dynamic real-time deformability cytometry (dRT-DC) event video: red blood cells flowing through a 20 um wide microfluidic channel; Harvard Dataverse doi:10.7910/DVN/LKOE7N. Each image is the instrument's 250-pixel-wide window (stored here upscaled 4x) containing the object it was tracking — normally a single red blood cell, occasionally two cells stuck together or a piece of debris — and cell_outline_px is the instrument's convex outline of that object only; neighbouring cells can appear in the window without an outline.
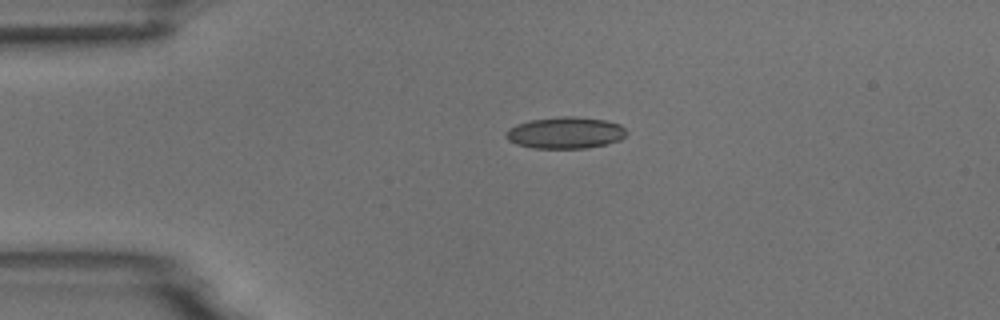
{"species": "common noctule bat (a hibernating species)", "species_latin": "Nyctalus noctula", "temperature_condition": "room temperature", "stored_images_in_passage": 2, "camera_frame_rate_fps": 3000, "um_per_image_px": 0.085, "animal": {"sex": "male", "body_mass_g": 18.8}, "frame": {"image": 1, "passage_image": 1, "time_ms": 0.0, "image_size_px": [1000, 320], "cell_outline_px": [[628, 132], [620, 140], [604, 144], [584, 148], [532, 148], [516, 144], [508, 140], [504, 136], [508, 128], [516, 124], [532, 120], [560, 116], [576, 116], [608, 120], [620, 124]], "centroid_in_image_um": [48.05, 11.27], "position_along_channel_um": 37.0, "area_um2": 22.31}}